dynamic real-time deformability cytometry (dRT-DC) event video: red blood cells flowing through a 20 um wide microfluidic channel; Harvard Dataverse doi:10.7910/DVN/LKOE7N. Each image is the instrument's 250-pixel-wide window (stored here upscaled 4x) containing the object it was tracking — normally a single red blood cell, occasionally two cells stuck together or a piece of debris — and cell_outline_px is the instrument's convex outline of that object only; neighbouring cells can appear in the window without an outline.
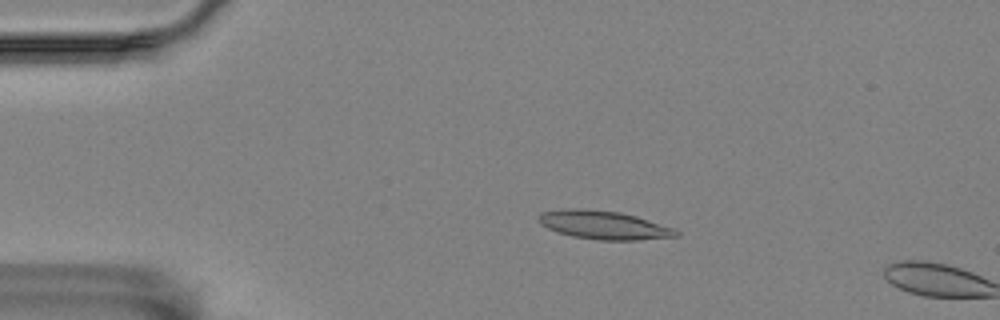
{"species": "Egyptian fruit bat (a non-hibernating species)", "species_latin": "Rousettus aegyptiacus", "temperature_condition": "room temperature", "stored_images_in_passage": 5, "camera_frame_rate_fps": 3000, "um_per_image_px": 0.085, "animal": {"sex": "female"}, "frame": {"image": 1, "passage_image": 3, "time_ms": 0.667, "image_size_px": [1000, 320], "cell_outline_px": [[680, 236], [636, 240], [600, 240], [572, 236], [556, 232], [540, 224], [536, 216], [540, 212], [564, 208], [580, 208], [620, 212], [636, 216], [676, 228], [680, 232]], "centroid_in_image_um": [51.31, 19.12], "position_along_channel_um": 33.7, "area_um2": 23.12}}